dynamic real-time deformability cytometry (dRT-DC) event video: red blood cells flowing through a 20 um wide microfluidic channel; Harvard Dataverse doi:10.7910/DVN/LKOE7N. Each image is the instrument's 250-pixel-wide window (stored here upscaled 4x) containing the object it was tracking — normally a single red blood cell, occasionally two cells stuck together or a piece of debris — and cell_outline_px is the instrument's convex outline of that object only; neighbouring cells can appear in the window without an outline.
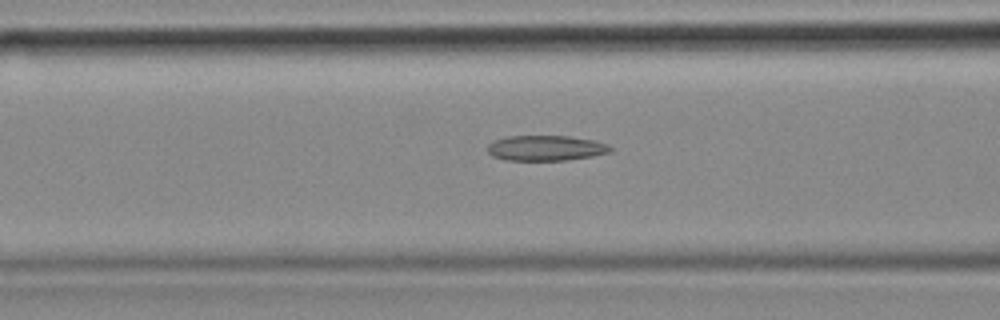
{"species": "common noctule bat (a hibernating species)", "species_latin": "Nyctalus noctula", "temperature_condition": "cold", "stored_images_in_passage": 53, "camera_frame_rate_fps": 3000, "um_per_image_px": 0.085, "animal": {"sex": "female", "body_mass_g": 18.4}, "frame": {"image": 1, "passage_image": 20, "time_ms": 6.333, "image_size_px": [1000, 320], "cell_outline_px": [[612, 152], [592, 156], [564, 160], [508, 160], [492, 156], [488, 152], [488, 144], [496, 140], [508, 136], [568, 136], [596, 140], [608, 144], [612, 148]], "centroid_in_image_um": [46.43, 12.58], "position_along_channel_um": 120.2, "area_um2": 18.09}}
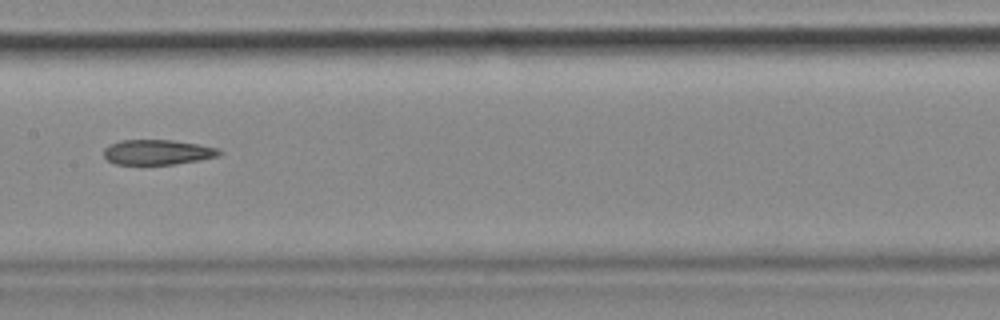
{"frame": {"image": 2, "passage_image": 26, "time_ms": 8.333, "image_size_px": [1000, 320], "cell_outline_px": [[224, 152], [220, 156], [200, 160], [172, 164], [116, 164], [108, 160], [104, 156], [104, 148], [108, 144], [120, 140], [172, 140], [196, 144], [216, 148]], "centroid_in_image_um": [13.38, 12.93], "position_along_channel_um": 194.0, "area_um2": 16.82}}
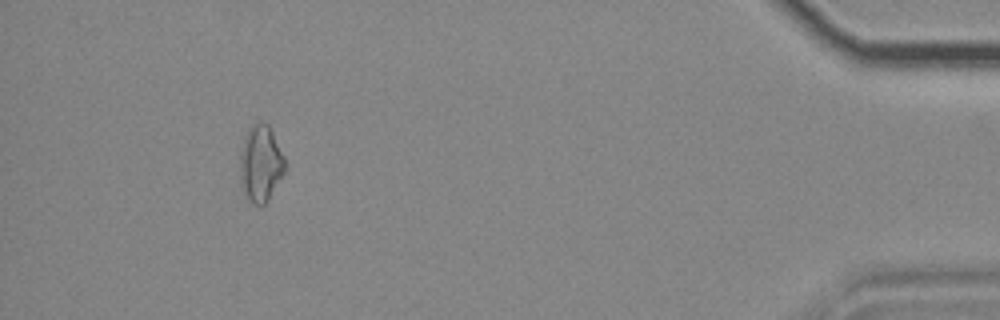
{"frame": {"image": 3, "passage_image": 49, "time_ms": 16.0, "image_size_px": [1000, 320], "cell_outline_px": [[284, 172], [268, 200], [264, 204], [252, 204], [248, 200], [244, 192], [240, 180], [240, 148], [244, 136], [248, 128], [256, 120], [260, 120], [268, 124], [284, 156]], "centroid_in_image_um": [22.12, 13.85], "position_along_channel_um": 413.1, "area_um2": 20.11}}